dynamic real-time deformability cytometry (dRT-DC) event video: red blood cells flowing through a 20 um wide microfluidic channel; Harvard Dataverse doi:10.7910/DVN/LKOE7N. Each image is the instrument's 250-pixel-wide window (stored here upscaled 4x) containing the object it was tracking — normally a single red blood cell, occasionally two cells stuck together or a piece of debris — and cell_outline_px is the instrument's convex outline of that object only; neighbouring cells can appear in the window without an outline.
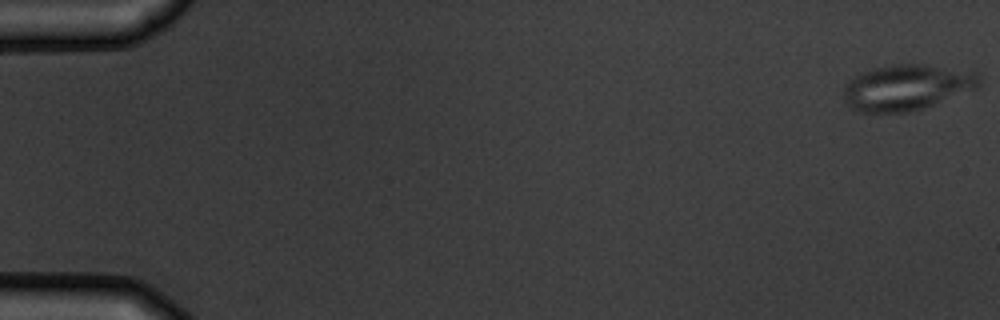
{"species": "common noctule bat (a hibernating species)", "species_latin": "Nyctalus noctula", "temperature_condition": "warm", "stored_images_in_passage": 4, "camera_frame_rate_fps": 3000, "um_per_image_px": 0.085, "animal": {"sex": "male", "body_mass_g": 19.5, "forearm_length_mm": 54.6}, "frame": {"image": 1, "passage_image": 1, "time_ms": 0.0, "image_size_px": [1000, 320], "cell_outline_px": [[980, 84], [976, 88], [924, 108], [904, 112], [860, 112], [852, 108], [844, 100], [844, 84], [848, 80], [860, 72], [872, 68], [892, 64], [924, 64], [976, 72], [980, 76]], "centroid_in_image_um": [77.03, 7.41], "position_along_channel_um": 8.0, "area_um2": 36.13}}